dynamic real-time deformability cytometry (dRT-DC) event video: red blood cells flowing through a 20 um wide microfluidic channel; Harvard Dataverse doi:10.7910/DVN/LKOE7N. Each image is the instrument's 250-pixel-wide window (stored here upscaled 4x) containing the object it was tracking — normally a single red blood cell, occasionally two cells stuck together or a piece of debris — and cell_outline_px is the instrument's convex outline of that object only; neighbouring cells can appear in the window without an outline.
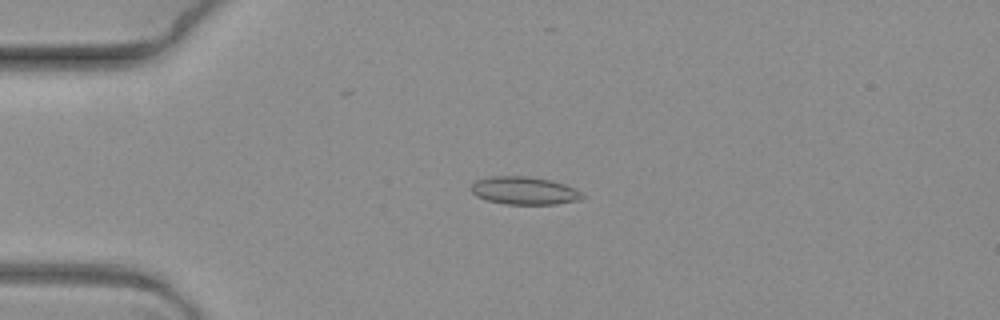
{"species": "common noctule bat (a hibernating species)", "species_latin": "Nyctalus noctula", "temperature_condition": "warm", "stored_images_in_passage": 8, "camera_frame_rate_fps": 3000, "um_per_image_px": 0.085, "animal": {"sex": "female", "body_mass_g": 19.3, "forearm_length_mm": 54.1}, "frame": {"image": 1, "passage_image": 4, "time_ms": 1.0, "image_size_px": [1000, 320], "cell_outline_px": [[588, 196], [580, 200], [556, 204], [508, 204], [488, 200], [476, 196], [472, 192], [472, 184], [476, 180], [488, 176], [528, 176], [548, 180], [564, 184], [576, 188]], "centroid_in_image_um": [44.61, 16.2], "position_along_channel_um": 40.4, "area_um2": 18.09}}
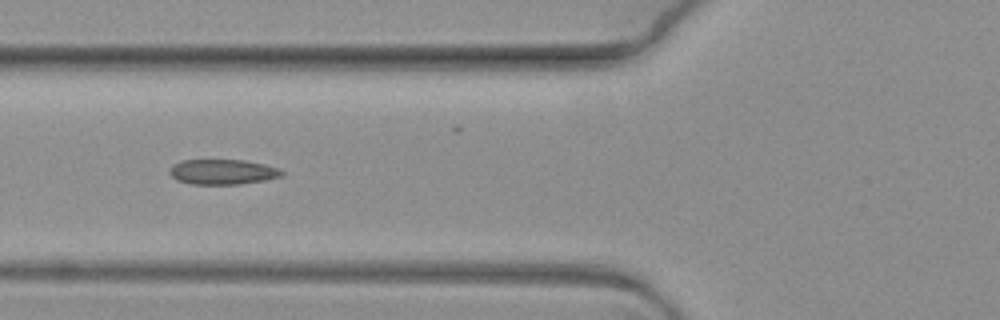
{"frame": {"image": 2, "passage_image": 6, "time_ms": 1.667, "image_size_px": [1000, 320], "cell_outline_px": [[284, 176], [264, 180], [240, 184], [192, 184], [176, 180], [168, 172], [172, 164], [180, 160], [244, 160], [264, 164], [280, 168], [284, 172]], "centroid_in_image_um": [18.92, 14.6], "position_along_channel_um": 106.9, "area_um2": 16.59}}
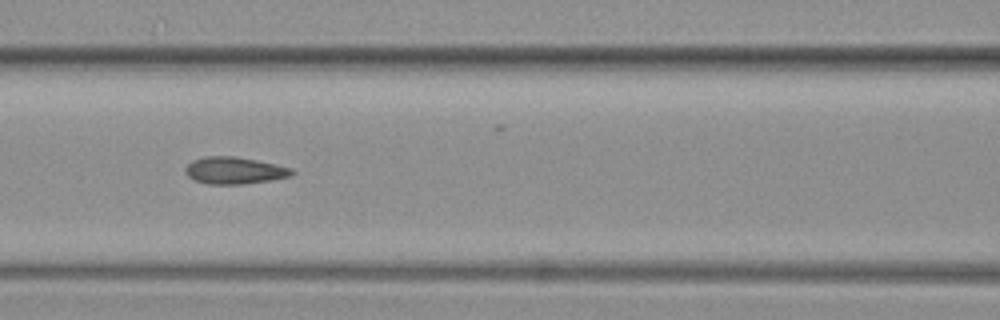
{"frame": {"image": 3, "passage_image": 7, "time_ms": 2.0, "image_size_px": [1000, 320], "cell_outline_px": [[296, 172], [292, 176], [244, 184], [208, 184], [196, 180], [188, 176], [184, 172], [184, 168], [192, 160], [204, 156], [236, 156], [276, 164], [292, 168]], "centroid_in_image_um": [19.93, 14.48], "position_along_channel_um": 146.7, "area_um2": 16.82}}